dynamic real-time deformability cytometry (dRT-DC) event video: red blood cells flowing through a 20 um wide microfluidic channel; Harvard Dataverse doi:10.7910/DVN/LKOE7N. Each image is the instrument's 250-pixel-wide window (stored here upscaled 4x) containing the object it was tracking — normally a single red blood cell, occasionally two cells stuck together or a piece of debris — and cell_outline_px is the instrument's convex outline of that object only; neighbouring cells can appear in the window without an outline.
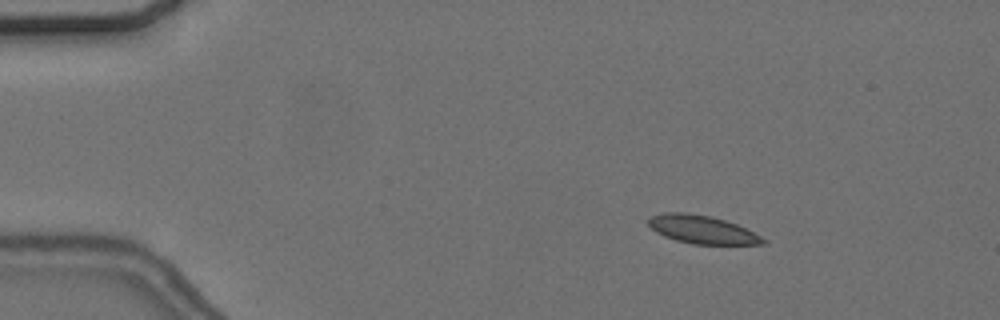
{"species": "common noctule bat (a hibernating species)", "species_latin": "Nyctalus noctula", "temperature_condition": "cold", "stored_images_in_passage": 50, "camera_frame_rate_fps": 3000, "um_per_image_px": 0.085, "animal": {"sex": "female", "body_mass_g": 24.6, "forearm_length_mm": 56.2}, "frame": {"image": 1, "passage_image": 2, "time_ms": 0.333, "image_size_px": [1000, 320], "cell_outline_px": [[768, 244], [692, 244], [676, 240], [664, 236], [656, 232], [648, 224], [648, 220], [652, 216], [664, 212], [684, 212], [712, 216], [736, 224], [768, 240]], "centroid_in_image_um": [59.68, 19.51], "position_along_channel_um": 25.3, "area_um2": 18.73}}
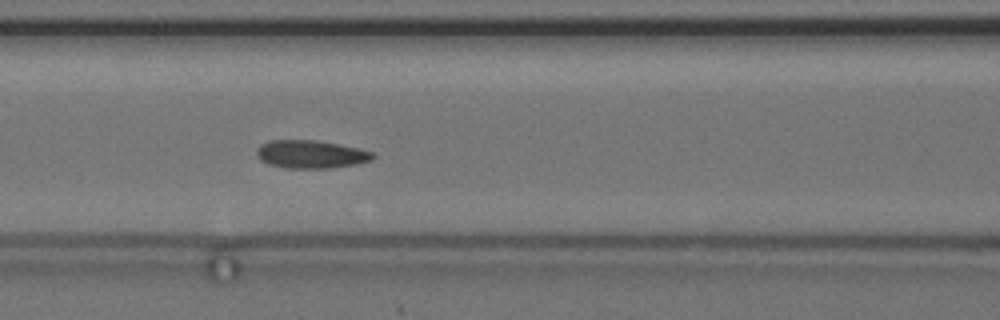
{"frame": {"image": 2, "passage_image": 18, "time_ms": 5.667, "image_size_px": [1000, 320], "cell_outline_px": [[376, 156], [372, 160], [356, 164], [328, 168], [284, 168], [268, 164], [260, 160], [256, 156], [256, 148], [260, 144], [268, 140], [316, 140], [356, 148], [372, 152]], "centroid_in_image_um": [26.36, 13.11], "position_along_channel_um": 140.2, "area_um2": 19.02}}
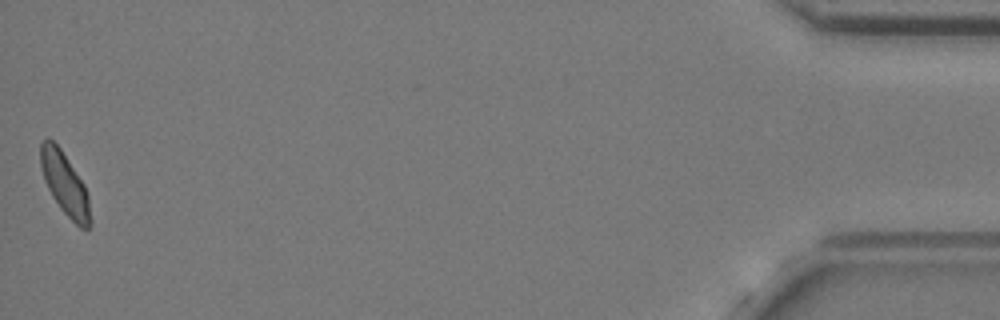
{"frame": {"image": 3, "passage_image": 50, "time_ms": 16.333, "image_size_px": [1000, 320], "cell_outline_px": [[92, 224], [88, 228], [80, 228], [60, 208], [52, 196], [44, 180], [40, 164], [40, 144], [48, 136], [60, 148], [84, 184], [88, 192], [92, 220]], "centroid_in_image_um": [5.53, 15.65], "position_along_channel_um": 429.7, "area_um2": 18.15}, "authors_computed_cell_mechanics": {"area_um2": 18.6983, "velocity_mm_per_s": 3.6055, "shape_relaxation_time_tau1_ms": null, "shape_relaxation_time_tau2_ms": 2.6885, "deformation_change_tau1": null, "deformation_change_tau2": 0.0622}}